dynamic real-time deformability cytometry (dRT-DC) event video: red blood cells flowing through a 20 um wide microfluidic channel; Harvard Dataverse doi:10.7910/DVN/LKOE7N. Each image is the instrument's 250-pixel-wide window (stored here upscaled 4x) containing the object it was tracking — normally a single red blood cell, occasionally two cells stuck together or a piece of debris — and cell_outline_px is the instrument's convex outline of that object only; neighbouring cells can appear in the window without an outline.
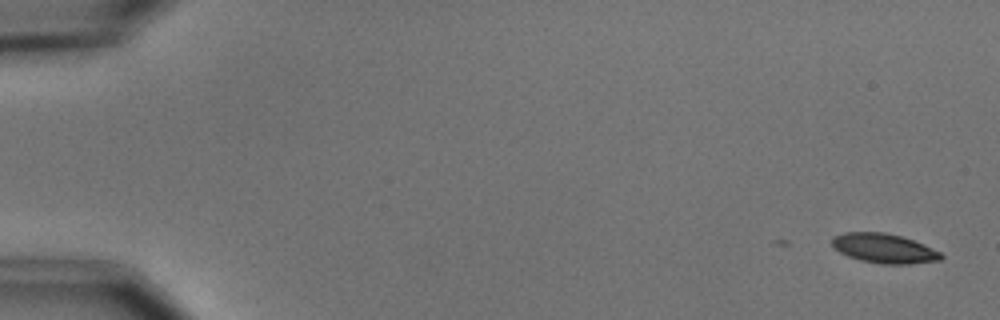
{"species": "common noctule bat (a hibernating species)", "species_latin": "Nyctalus noctula", "temperature_condition": "cold", "stored_images_in_passage": 2, "camera_frame_rate_fps": 3000, "um_per_image_px": 0.085, "animal": {"sex": "male", "body_mass_g": 15.6}, "frame": {"image": 1, "passage_image": 2, "time_ms": 1.0, "image_size_px": [1000, 320], "cell_outline_px": [[944, 256], [940, 260], [908, 264], [880, 264], [860, 260], [848, 256], [840, 252], [832, 244], [832, 236], [844, 232], [884, 232], [900, 236], [924, 244], [940, 252]], "centroid_in_image_um": [75.13, 21.11], "position_along_channel_um": 9.9, "area_um2": 18.67}}